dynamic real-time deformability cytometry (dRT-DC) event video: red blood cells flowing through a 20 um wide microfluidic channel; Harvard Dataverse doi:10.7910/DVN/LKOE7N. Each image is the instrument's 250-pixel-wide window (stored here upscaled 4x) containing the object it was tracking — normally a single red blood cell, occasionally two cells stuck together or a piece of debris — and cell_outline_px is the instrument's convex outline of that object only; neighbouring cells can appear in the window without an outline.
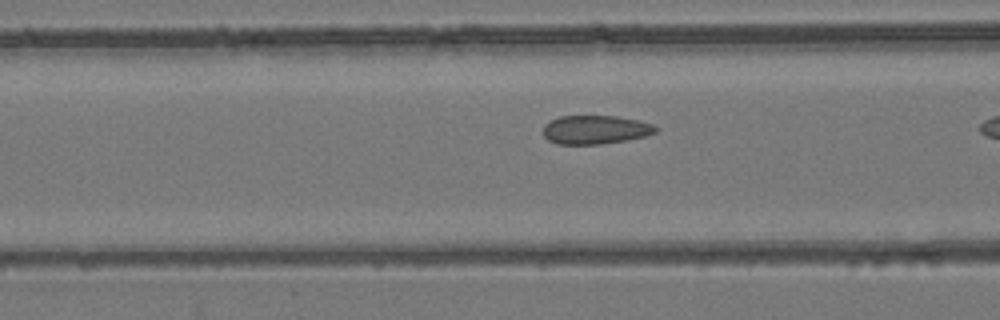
{"species": "common noctule bat (a hibernating species)", "species_latin": "Nyctalus noctula", "temperature_condition": "room temperature", "stored_images_in_passage": 17, "camera_frame_rate_fps": 3000, "um_per_image_px": 0.085, "animal": {"sex": "female", "body_mass_g": 24.6, "forearm_length_mm": 56.2}, "frame": {"image": 1, "passage_image": 15, "time_ms": 4.667, "image_size_px": [1000, 320], "cell_outline_px": [[660, 128], [656, 132], [644, 136], [628, 140], [600, 144], [556, 144], [548, 140], [544, 136], [544, 124], [560, 116], [616, 116], [636, 120], [652, 124]], "centroid_in_image_um": [50.61, 11.03], "position_along_channel_um": 116.0, "area_um2": 18.79}}